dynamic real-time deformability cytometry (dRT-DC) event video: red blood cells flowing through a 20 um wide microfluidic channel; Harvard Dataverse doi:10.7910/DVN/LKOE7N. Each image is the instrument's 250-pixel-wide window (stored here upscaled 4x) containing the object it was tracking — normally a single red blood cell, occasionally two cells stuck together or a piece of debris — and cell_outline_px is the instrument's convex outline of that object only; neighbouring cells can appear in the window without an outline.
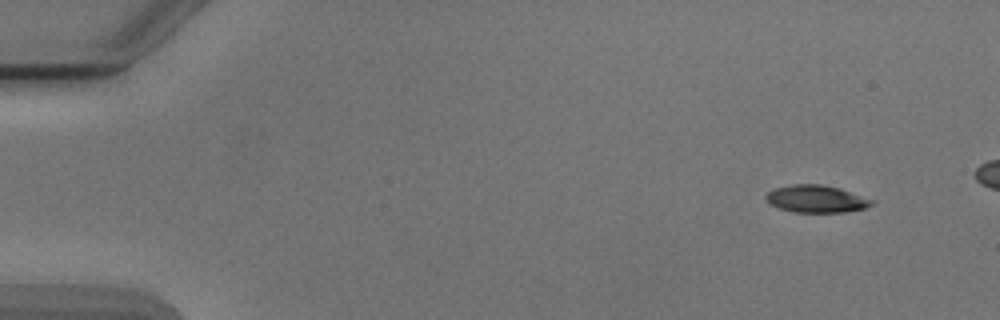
{"species": "Egyptian fruit bat (a non-hibernating species)", "species_latin": "Rousettus aegyptiacus", "temperature_condition": "cold", "stored_images_in_passage": 5, "camera_frame_rate_fps": 3000, "um_per_image_px": 0.085, "animal": {"sex": "male"}, "frame": {"image": 1, "passage_image": 1, "time_ms": 0.0, "image_size_px": [1000, 320], "cell_outline_px": [[876, 200], [872, 204], [864, 208], [844, 212], [792, 212], [780, 208], [772, 204], [764, 196], [768, 192], [776, 188], [792, 184], [820, 184], [840, 188]], "centroid_in_image_um": [69.42, 16.9], "position_along_channel_um": 15.6, "area_um2": 16.76}}